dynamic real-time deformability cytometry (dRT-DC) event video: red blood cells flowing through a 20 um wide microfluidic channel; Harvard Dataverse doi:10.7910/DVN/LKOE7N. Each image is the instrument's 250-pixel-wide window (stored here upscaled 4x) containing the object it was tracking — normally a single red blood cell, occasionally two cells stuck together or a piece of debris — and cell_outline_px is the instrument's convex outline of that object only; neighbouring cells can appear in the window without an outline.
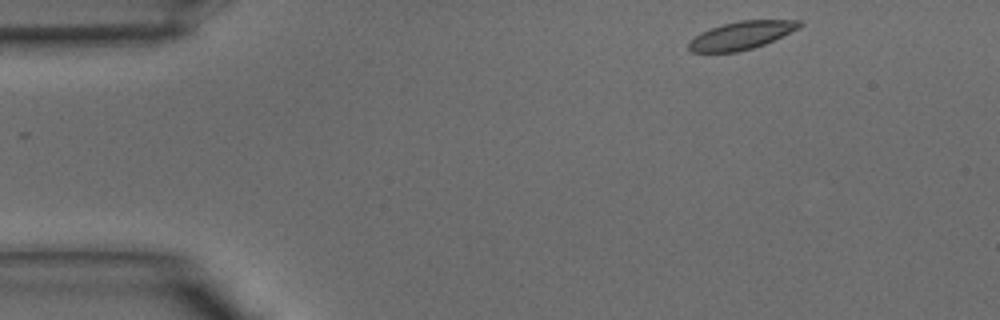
{"species": "common noctule bat (a hibernating species)", "species_latin": "Nyctalus noctula", "temperature_condition": "warm", "stored_images_in_passage": 36, "camera_frame_rate_fps": 3000, "um_per_image_px": 0.085, "animal": {"sex": "male", "body_mass_g": 15.6}, "frame": {"image": 1, "passage_image": 1, "time_ms": 0.0, "image_size_px": [1000, 320], "cell_outline_px": [[804, 24], [800, 28], [764, 44], [752, 48], [736, 52], [692, 52], [688, 48], [688, 44], [700, 32], [724, 24], [740, 20], [804, 20]], "centroid_in_image_um": [63.07, 2.99], "position_along_channel_um": 21.9, "area_um2": 17.92}}
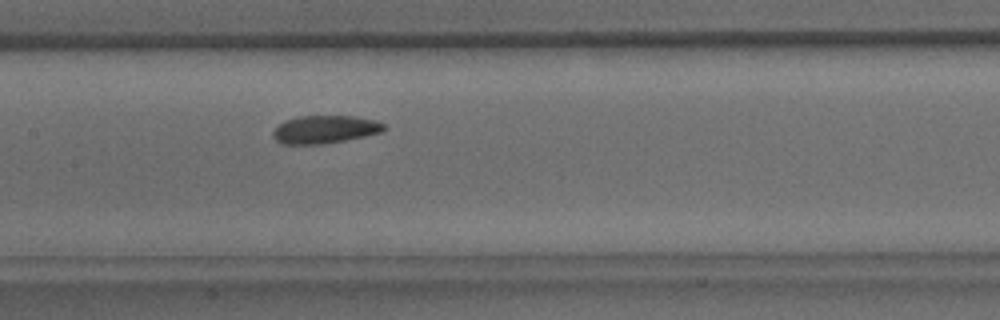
{"frame": {"image": 2, "passage_image": 15, "time_ms": 4.667, "image_size_px": [1000, 320], "cell_outline_px": [[388, 128], [380, 132], [364, 136], [324, 144], [280, 144], [272, 136], [272, 132], [284, 120], [296, 116], [352, 116], [376, 120], [384, 124]], "centroid_in_image_um": [27.59, 11.0], "position_along_channel_um": 179.8, "area_um2": 18.09}}
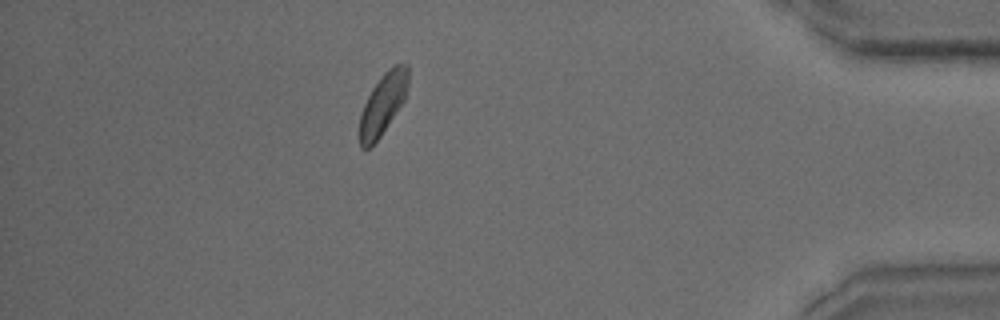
{"frame": {"image": 3, "passage_image": 31, "time_ms": 10.0, "image_size_px": [1000, 320], "cell_outline_px": [[408, 84], [404, 100], [380, 136], [368, 148], [360, 148], [360, 112], [372, 88], [384, 72], [392, 64], [408, 64]], "centroid_in_image_um": [32.55, 8.79], "position_along_channel_um": 402.7, "area_um2": 17.05}}